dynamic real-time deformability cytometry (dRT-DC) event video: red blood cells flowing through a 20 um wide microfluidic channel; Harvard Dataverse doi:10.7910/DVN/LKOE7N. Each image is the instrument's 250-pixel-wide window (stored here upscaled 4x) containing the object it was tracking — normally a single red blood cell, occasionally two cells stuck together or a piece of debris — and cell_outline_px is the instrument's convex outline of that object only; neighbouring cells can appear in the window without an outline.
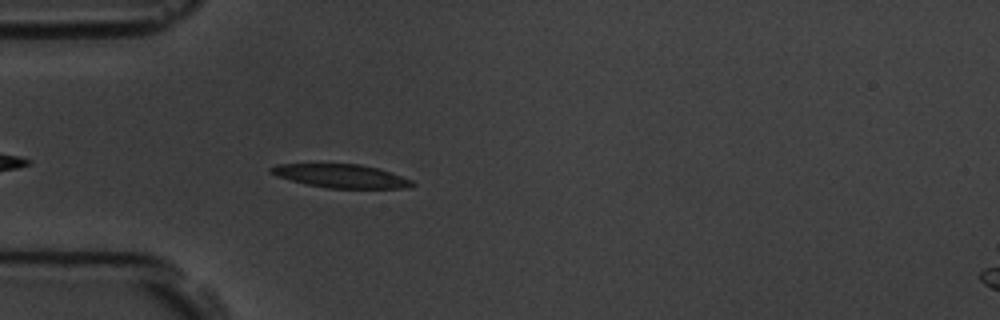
{"species": "common noctule bat (a hibernating species)", "species_latin": "Nyctalus noctula", "temperature_condition": "room temperature", "stored_images_in_passage": 1, "camera_frame_rate_fps": 3000, "um_per_image_px": 0.085, "animal": {"sex": "male", "body_mass_g": 19.5, "forearm_length_mm": 54.6}, "frame": {"image": 1, "passage_image": 1, "time_ms": 0.0, "image_size_px": [1000, 320], "cell_outline_px": [[416, 184], [408, 188], [328, 188], [308, 184], [276, 176], [268, 172], [268, 168], [276, 164], [360, 164], [392, 172], [412, 180]], "centroid_in_image_um": [28.99, 14.96], "position_along_channel_um": 56.0, "area_um2": 19.31}}